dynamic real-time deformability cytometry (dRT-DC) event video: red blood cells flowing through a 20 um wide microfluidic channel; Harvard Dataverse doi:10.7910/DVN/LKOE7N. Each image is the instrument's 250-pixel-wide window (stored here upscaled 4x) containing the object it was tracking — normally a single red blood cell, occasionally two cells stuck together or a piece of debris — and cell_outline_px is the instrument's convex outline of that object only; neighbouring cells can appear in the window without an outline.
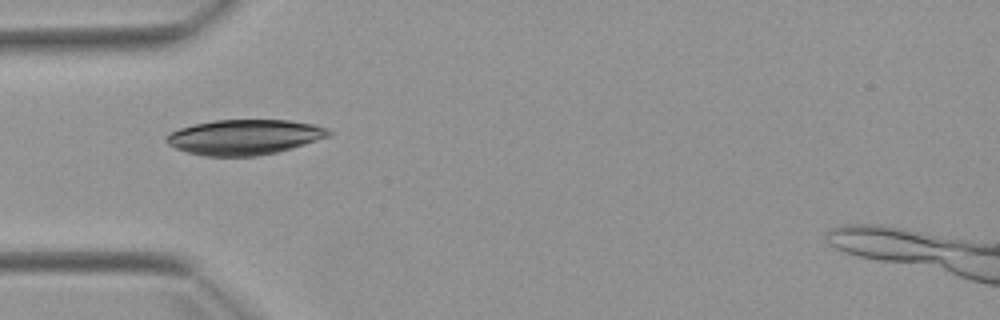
{"species": "Egyptian fruit bat (a non-hibernating species)", "species_latin": "Rousettus aegyptiacus", "temperature_condition": "warm", "stored_images_in_passage": 3, "camera_frame_rate_fps": 3000, "um_per_image_px": 0.085, "animal": {"sex": "female"}, "frame": {"image": 1, "passage_image": 1, "time_ms": 0.0, "image_size_px": [1000, 320], "cell_outline_px": [[332, 132], [328, 136], [304, 144], [276, 152], [256, 156], [204, 156], [188, 152], [176, 148], [168, 144], [164, 140], [164, 136], [168, 132], [192, 124], [212, 120], [288, 120], [312, 124], [328, 128]], "centroid_in_image_um": [20.71, 11.64], "position_along_channel_um": 64.3, "area_um2": 33.23}}
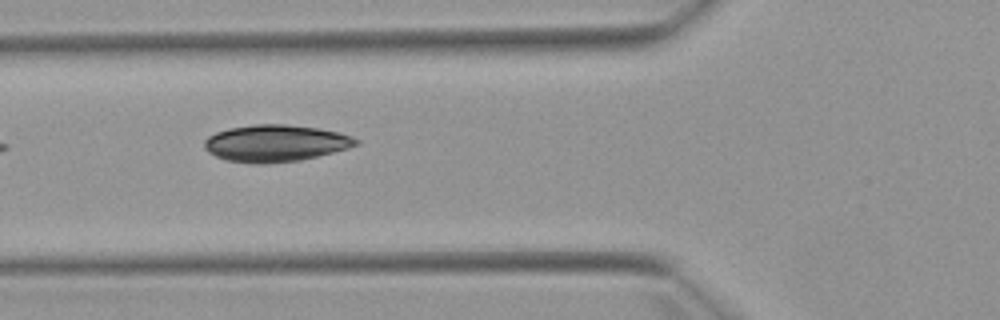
{"frame": {"image": 2, "passage_image": 2, "time_ms": 1.0, "image_size_px": [1000, 320], "cell_outline_px": [[360, 144], [348, 148], [300, 160], [264, 164], [252, 164], [224, 160], [208, 152], [204, 148], [204, 140], [208, 136], [216, 132], [228, 128], [256, 124], [284, 124], [320, 128], [340, 132], [352, 136], [360, 140]], "centroid_in_image_um": [23.41, 12.17], "position_along_channel_um": 102.4, "area_um2": 32.83}}
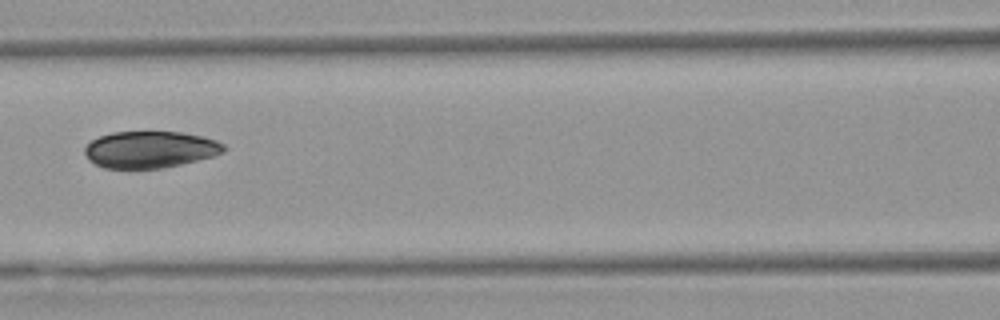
{"frame": {"image": 3, "passage_image": 3, "time_ms": 2.333, "image_size_px": [1000, 320], "cell_outline_px": [[228, 148], [224, 152], [212, 156], [180, 164], [160, 168], [104, 168], [88, 160], [84, 152], [84, 148], [92, 140], [100, 136], [112, 132], [180, 132], [204, 136], [216, 140], [224, 144]], "centroid_in_image_um": [12.76, 12.7], "position_along_channel_um": 153.8, "area_um2": 29.71}}